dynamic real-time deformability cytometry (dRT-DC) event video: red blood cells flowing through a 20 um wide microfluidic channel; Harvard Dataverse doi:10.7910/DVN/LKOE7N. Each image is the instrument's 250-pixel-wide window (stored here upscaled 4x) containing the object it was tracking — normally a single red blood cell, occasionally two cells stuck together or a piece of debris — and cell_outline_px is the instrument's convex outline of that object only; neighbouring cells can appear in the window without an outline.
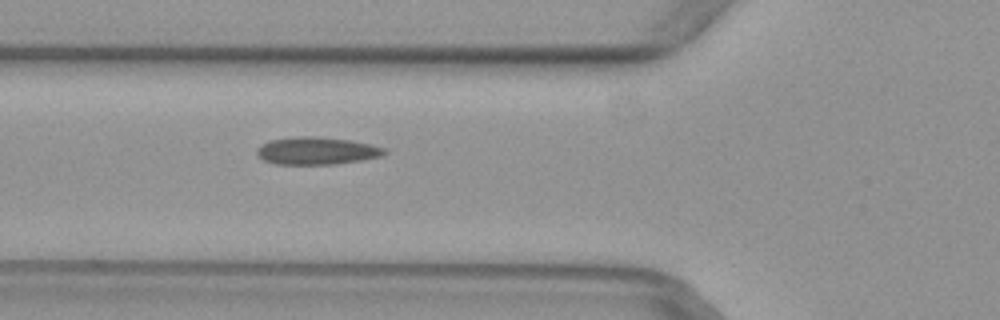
{"species": "common noctule bat (a hibernating species)", "species_latin": "Nyctalus noctula", "temperature_condition": "warm", "stored_images_in_passage": 36, "camera_frame_rate_fps": 3000, "um_per_image_px": 0.085, "animal": {"sex": "female", "body_mass_g": 29.2, "forearm_length_mm": 56.3}, "frame": {"image": 1, "passage_image": 4, "time_ms": 1.0, "image_size_px": [1000, 320], "cell_outline_px": [[388, 152], [380, 156], [360, 160], [336, 164], [276, 164], [264, 160], [256, 152], [256, 148], [260, 144], [268, 140], [300, 136], [320, 136], [348, 140], [372, 144], [384, 148]], "centroid_in_image_um": [26.9, 12.81], "position_along_channel_um": 98.9, "area_um2": 20.46}}
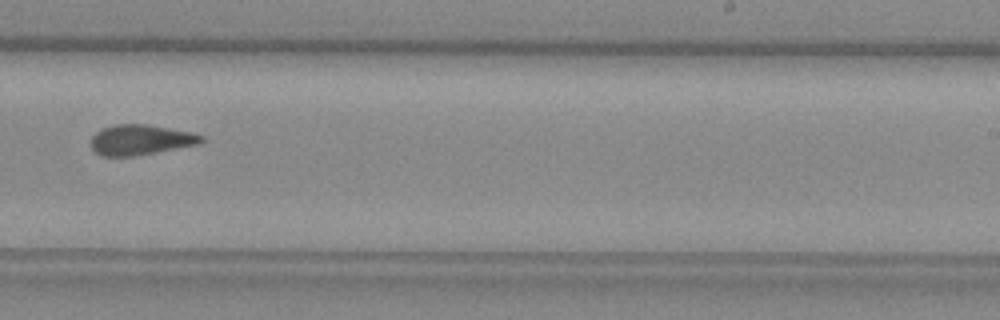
{"frame": {"image": 2, "passage_image": 17, "time_ms": 5.333, "image_size_px": [1000, 320], "cell_outline_px": [[204, 140], [200, 144], [136, 156], [100, 156], [92, 148], [92, 136], [100, 128], [112, 124], [148, 124], [192, 132], [204, 136]], "centroid_in_image_um": [11.96, 11.88], "position_along_channel_um": 277.0, "area_um2": 19.71}}
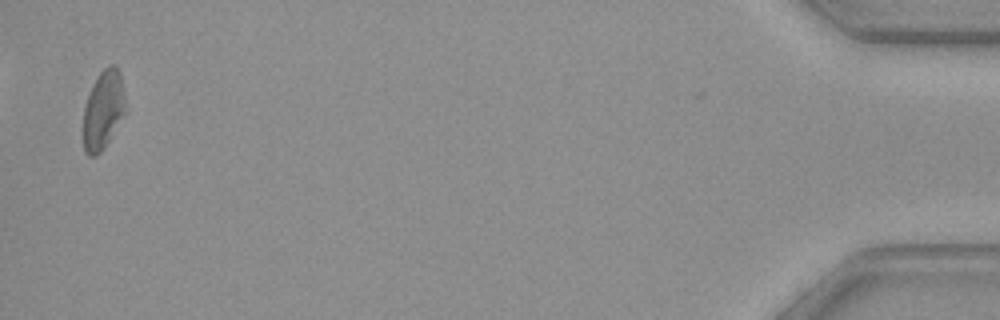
{"frame": {"image": 3, "passage_image": 35, "time_ms": 11.333, "image_size_px": [1000, 320], "cell_outline_px": [[128, 112], [104, 148], [96, 156], [88, 156], [84, 152], [80, 132], [80, 128], [84, 108], [88, 96], [100, 72], [108, 64], [116, 64], [120, 72], [128, 108]], "centroid_in_image_um": [8.78, 9.4], "position_along_channel_um": 426.4, "area_um2": 20.46}}